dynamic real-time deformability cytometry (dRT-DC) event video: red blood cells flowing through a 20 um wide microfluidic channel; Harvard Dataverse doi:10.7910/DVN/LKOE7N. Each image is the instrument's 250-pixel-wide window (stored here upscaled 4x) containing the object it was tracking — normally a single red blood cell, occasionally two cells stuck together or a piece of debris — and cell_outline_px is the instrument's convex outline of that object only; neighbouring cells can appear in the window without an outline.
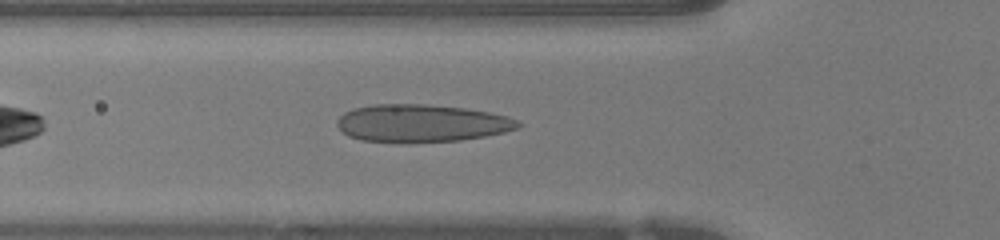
{"species": "human", "species_latin": "Homo sapiens", "temperature_condition": "warm", "stored_images_in_passage": 34, "camera_frame_rate_fps": 3000, "um_per_image_px": 0.085, "donor": {"sex": "female"}, "frame": {"image": 1, "passage_image": 5, "time_ms": 1.333, "image_size_px": [1000, 240], "cell_outline_px": [[524, 124], [520, 128], [504, 132], [484, 136], [460, 140], [360, 140], [348, 136], [336, 124], [336, 120], [344, 112], [352, 108], [372, 104], [424, 104], [464, 108], [488, 112], [508, 116]], "centroid_in_image_um": [35.84, 10.43], "position_along_channel_um": 90.0, "area_um2": 38.84}}
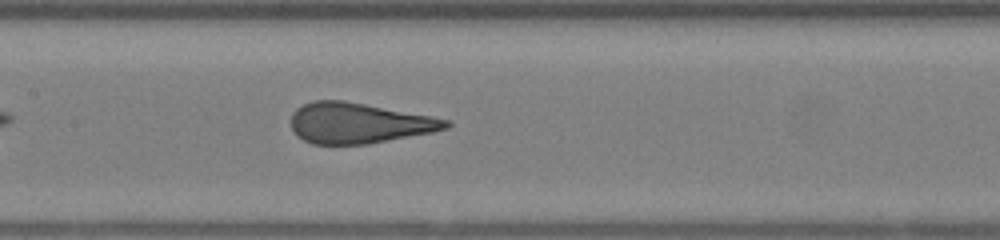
{"frame": {"image": 2, "passage_image": 11, "time_ms": 3.333, "image_size_px": [1000, 240], "cell_outline_px": [[452, 124], [448, 128], [432, 132], [368, 144], [312, 144], [296, 136], [292, 128], [292, 112], [296, 108], [312, 100], [344, 100], [432, 116], [452, 120]], "centroid_in_image_um": [30.5, 10.46], "position_along_channel_um": 176.9, "area_um2": 36.7}}
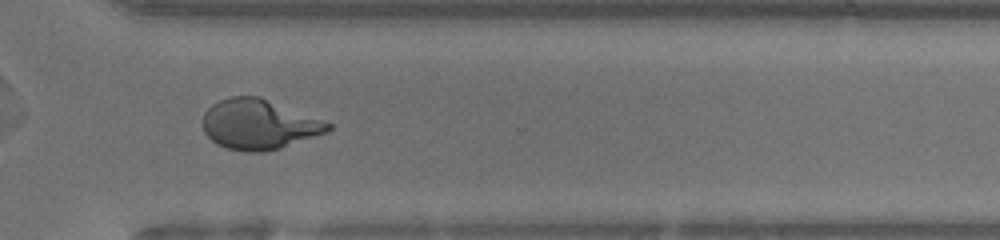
{"frame": {"image": 3, "passage_image": 23, "time_ms": 7.333, "image_size_px": [1000, 240], "cell_outline_px": [[332, 128], [328, 132], [280, 148], [264, 152], [244, 152], [228, 148], [216, 144], [204, 132], [204, 112], [212, 104], [220, 100], [232, 96], [260, 96], [332, 124]], "centroid_in_image_um": [22.0, 10.58], "position_along_channel_um": 348.6, "area_um2": 36.3}, "authors_computed_cell_mechanics": {"area_um2": 37.2232, "velocity_mm_per_s": 4.3038, "shape_relaxation_time_tau1_ms": 9.3144, "shape_relaxation_time_tau2_ms": null, "deformation_change_tau1": 0.3733, "deformation_change_tau2": null}}